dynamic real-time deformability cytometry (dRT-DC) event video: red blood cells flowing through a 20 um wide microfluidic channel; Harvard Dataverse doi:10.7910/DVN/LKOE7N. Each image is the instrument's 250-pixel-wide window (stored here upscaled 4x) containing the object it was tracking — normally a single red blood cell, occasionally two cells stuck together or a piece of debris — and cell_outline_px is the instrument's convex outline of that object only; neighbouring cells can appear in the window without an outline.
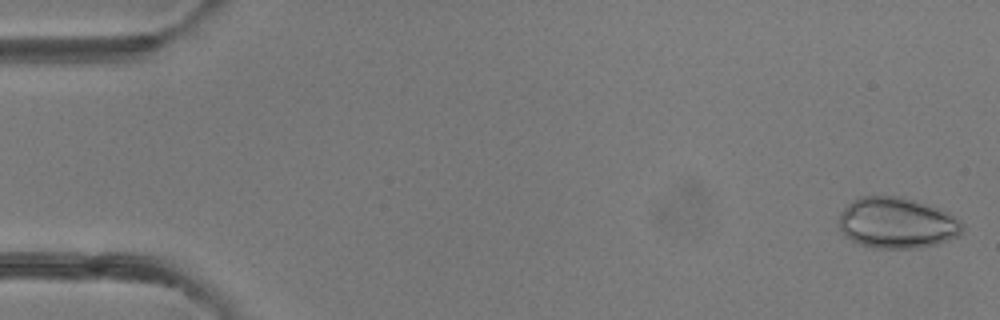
{"species": "common noctule bat (a hibernating species)", "species_latin": "Nyctalus noctula", "temperature_condition": "room temperature", "stored_images_in_passage": 49, "camera_frame_rate_fps": 3000, "um_per_image_px": 0.085, "animal": {"sex": "female"}, "frame": {"image": 1, "passage_image": 1, "time_ms": 0.0, "image_size_px": [1000, 320], "cell_outline_px": [[964, 228], [960, 236], [940, 244], [920, 248], [872, 248], [860, 244], [844, 236], [840, 232], [836, 224], [840, 212], [852, 200], [860, 196], [900, 196], [940, 208], [948, 212], [960, 220], [964, 224]], "centroid_in_image_um": [76.23, 18.96], "position_along_channel_um": 8.8, "area_um2": 37.45}}
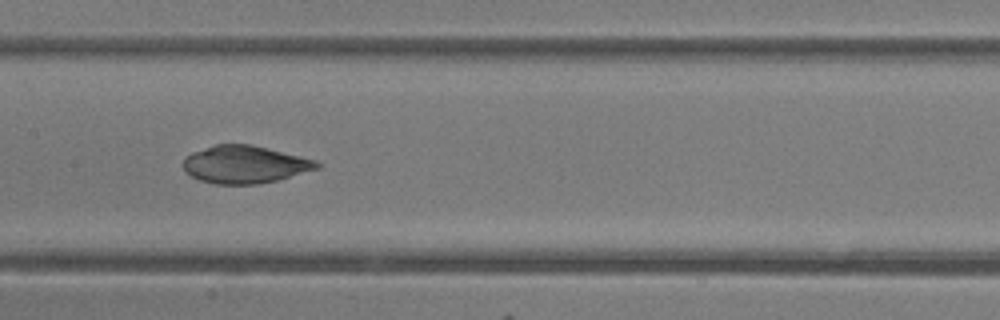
{"frame": {"image": 2, "passage_image": 24, "time_ms": 7.667, "image_size_px": [1000, 320], "cell_outline_px": [[320, 168], [276, 180], [260, 184], [216, 184], [200, 180], [184, 172], [184, 156], [192, 152], [216, 144], [252, 144], [316, 160], [320, 164]], "centroid_in_image_um": [20.79, 13.97], "position_along_channel_um": 186.6, "area_um2": 29.25}}
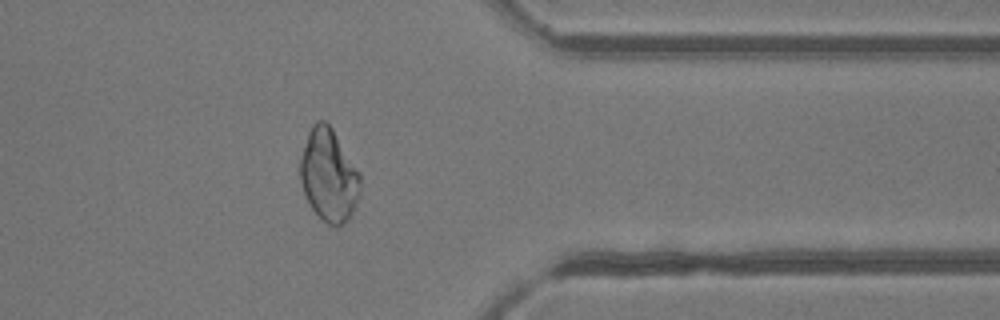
{"frame": {"image": 3, "passage_image": 39, "time_ms": 12.667, "image_size_px": [1000, 320], "cell_outline_px": [[360, 196], [348, 220], [344, 224], [336, 228], [328, 224], [312, 208], [304, 196], [300, 180], [300, 156], [308, 132], [312, 124], [316, 120], [324, 120], [332, 128], [360, 172]], "centroid_in_image_um": [27.94, 14.9], "position_along_channel_um": 383.5, "area_um2": 32.66}}